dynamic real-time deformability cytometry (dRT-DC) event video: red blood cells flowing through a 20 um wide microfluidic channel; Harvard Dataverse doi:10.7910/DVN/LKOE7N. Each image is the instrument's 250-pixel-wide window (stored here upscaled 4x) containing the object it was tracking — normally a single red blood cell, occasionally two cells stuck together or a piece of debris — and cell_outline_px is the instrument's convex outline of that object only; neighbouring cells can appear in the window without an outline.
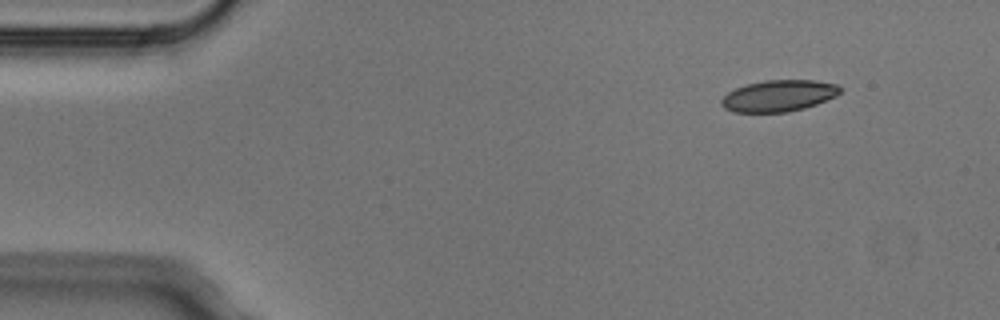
{"species": "Egyptian fruit bat (a non-hibernating species)", "species_latin": "Rousettus aegyptiacus", "temperature_condition": "cold", "stored_images_in_passage": 4, "camera_frame_rate_fps": 3000, "um_per_image_px": 0.085, "animal": {"sex": "male"}, "frame": {"image": 1, "passage_image": 1, "time_ms": 0.0, "image_size_px": [1000, 320], "cell_outline_px": [[840, 92], [836, 96], [816, 104], [804, 108], [788, 112], [732, 112], [724, 108], [720, 104], [720, 100], [728, 92], [736, 88], [748, 84], [764, 80], [816, 80], [836, 84], [840, 88]], "centroid_in_image_um": [66.17, 8.14], "position_along_channel_um": 18.8, "area_um2": 21.73}}